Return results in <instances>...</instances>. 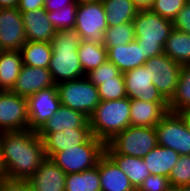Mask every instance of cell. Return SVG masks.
Masks as SVG:
<instances>
[{
	"instance_id": "cell-30",
	"label": "cell",
	"mask_w": 190,
	"mask_h": 191,
	"mask_svg": "<svg viewBox=\"0 0 190 191\" xmlns=\"http://www.w3.org/2000/svg\"><path fill=\"white\" fill-rule=\"evenodd\" d=\"M65 191H101L99 161L95 167L82 172L67 174Z\"/></svg>"
},
{
	"instance_id": "cell-21",
	"label": "cell",
	"mask_w": 190,
	"mask_h": 191,
	"mask_svg": "<svg viewBox=\"0 0 190 191\" xmlns=\"http://www.w3.org/2000/svg\"><path fill=\"white\" fill-rule=\"evenodd\" d=\"M68 128H90L89 118L81 112L61 105L37 131V135L41 137L45 132H57Z\"/></svg>"
},
{
	"instance_id": "cell-7",
	"label": "cell",
	"mask_w": 190,
	"mask_h": 191,
	"mask_svg": "<svg viewBox=\"0 0 190 191\" xmlns=\"http://www.w3.org/2000/svg\"><path fill=\"white\" fill-rule=\"evenodd\" d=\"M62 106L83 113L88 118L100 103L98 88L86 76L56 84Z\"/></svg>"
},
{
	"instance_id": "cell-2",
	"label": "cell",
	"mask_w": 190,
	"mask_h": 191,
	"mask_svg": "<svg viewBox=\"0 0 190 191\" xmlns=\"http://www.w3.org/2000/svg\"><path fill=\"white\" fill-rule=\"evenodd\" d=\"M82 42L75 28L56 31L50 41L52 56L49 71L55 84L85 77L77 48Z\"/></svg>"
},
{
	"instance_id": "cell-31",
	"label": "cell",
	"mask_w": 190,
	"mask_h": 191,
	"mask_svg": "<svg viewBox=\"0 0 190 191\" xmlns=\"http://www.w3.org/2000/svg\"><path fill=\"white\" fill-rule=\"evenodd\" d=\"M190 109V64L182 65L175 95L168 102V111L180 113Z\"/></svg>"
},
{
	"instance_id": "cell-15",
	"label": "cell",
	"mask_w": 190,
	"mask_h": 191,
	"mask_svg": "<svg viewBox=\"0 0 190 191\" xmlns=\"http://www.w3.org/2000/svg\"><path fill=\"white\" fill-rule=\"evenodd\" d=\"M54 85L48 68L31 67L23 64L21 72L10 91L27 99L32 94Z\"/></svg>"
},
{
	"instance_id": "cell-29",
	"label": "cell",
	"mask_w": 190,
	"mask_h": 191,
	"mask_svg": "<svg viewBox=\"0 0 190 191\" xmlns=\"http://www.w3.org/2000/svg\"><path fill=\"white\" fill-rule=\"evenodd\" d=\"M24 65L49 68L52 47L49 42L26 41L20 49Z\"/></svg>"
},
{
	"instance_id": "cell-50",
	"label": "cell",
	"mask_w": 190,
	"mask_h": 191,
	"mask_svg": "<svg viewBox=\"0 0 190 191\" xmlns=\"http://www.w3.org/2000/svg\"><path fill=\"white\" fill-rule=\"evenodd\" d=\"M186 3L190 5V0H186Z\"/></svg>"
},
{
	"instance_id": "cell-26",
	"label": "cell",
	"mask_w": 190,
	"mask_h": 191,
	"mask_svg": "<svg viewBox=\"0 0 190 191\" xmlns=\"http://www.w3.org/2000/svg\"><path fill=\"white\" fill-rule=\"evenodd\" d=\"M106 13L108 27L132 22L138 8L131 0H101Z\"/></svg>"
},
{
	"instance_id": "cell-42",
	"label": "cell",
	"mask_w": 190,
	"mask_h": 191,
	"mask_svg": "<svg viewBox=\"0 0 190 191\" xmlns=\"http://www.w3.org/2000/svg\"><path fill=\"white\" fill-rule=\"evenodd\" d=\"M44 2V9L46 10V12L60 10L70 4L76 3L75 0H44Z\"/></svg>"
},
{
	"instance_id": "cell-22",
	"label": "cell",
	"mask_w": 190,
	"mask_h": 191,
	"mask_svg": "<svg viewBox=\"0 0 190 191\" xmlns=\"http://www.w3.org/2000/svg\"><path fill=\"white\" fill-rule=\"evenodd\" d=\"M108 60L111 61L122 73L143 66V50L138 46L136 39L126 45L106 47Z\"/></svg>"
},
{
	"instance_id": "cell-36",
	"label": "cell",
	"mask_w": 190,
	"mask_h": 191,
	"mask_svg": "<svg viewBox=\"0 0 190 191\" xmlns=\"http://www.w3.org/2000/svg\"><path fill=\"white\" fill-rule=\"evenodd\" d=\"M101 101L119 100L127 97L124 80L102 81L97 86Z\"/></svg>"
},
{
	"instance_id": "cell-49",
	"label": "cell",
	"mask_w": 190,
	"mask_h": 191,
	"mask_svg": "<svg viewBox=\"0 0 190 191\" xmlns=\"http://www.w3.org/2000/svg\"><path fill=\"white\" fill-rule=\"evenodd\" d=\"M76 3H83V2H92V1H96V0H75Z\"/></svg>"
},
{
	"instance_id": "cell-33",
	"label": "cell",
	"mask_w": 190,
	"mask_h": 191,
	"mask_svg": "<svg viewBox=\"0 0 190 191\" xmlns=\"http://www.w3.org/2000/svg\"><path fill=\"white\" fill-rule=\"evenodd\" d=\"M77 8L78 3H74L60 10L47 12L48 19L56 31L75 27Z\"/></svg>"
},
{
	"instance_id": "cell-25",
	"label": "cell",
	"mask_w": 190,
	"mask_h": 191,
	"mask_svg": "<svg viewBox=\"0 0 190 191\" xmlns=\"http://www.w3.org/2000/svg\"><path fill=\"white\" fill-rule=\"evenodd\" d=\"M129 178L130 183L137 190L145 178L150 175L146 163L140 157L124 154H107Z\"/></svg>"
},
{
	"instance_id": "cell-6",
	"label": "cell",
	"mask_w": 190,
	"mask_h": 191,
	"mask_svg": "<svg viewBox=\"0 0 190 191\" xmlns=\"http://www.w3.org/2000/svg\"><path fill=\"white\" fill-rule=\"evenodd\" d=\"M106 144L93 135L81 145L54 153L50 159L66 174L82 172L97 166L105 154Z\"/></svg>"
},
{
	"instance_id": "cell-47",
	"label": "cell",
	"mask_w": 190,
	"mask_h": 191,
	"mask_svg": "<svg viewBox=\"0 0 190 191\" xmlns=\"http://www.w3.org/2000/svg\"><path fill=\"white\" fill-rule=\"evenodd\" d=\"M167 191H182V186H171Z\"/></svg>"
},
{
	"instance_id": "cell-23",
	"label": "cell",
	"mask_w": 190,
	"mask_h": 191,
	"mask_svg": "<svg viewBox=\"0 0 190 191\" xmlns=\"http://www.w3.org/2000/svg\"><path fill=\"white\" fill-rule=\"evenodd\" d=\"M180 154L171 148L157 145L142 159L150 174H158L169 177V173L177 163Z\"/></svg>"
},
{
	"instance_id": "cell-16",
	"label": "cell",
	"mask_w": 190,
	"mask_h": 191,
	"mask_svg": "<svg viewBox=\"0 0 190 191\" xmlns=\"http://www.w3.org/2000/svg\"><path fill=\"white\" fill-rule=\"evenodd\" d=\"M91 136L90 128H68L57 132H45L40 138L43 140L46 157L50 158L56 152L84 144Z\"/></svg>"
},
{
	"instance_id": "cell-13",
	"label": "cell",
	"mask_w": 190,
	"mask_h": 191,
	"mask_svg": "<svg viewBox=\"0 0 190 191\" xmlns=\"http://www.w3.org/2000/svg\"><path fill=\"white\" fill-rule=\"evenodd\" d=\"M25 43V29L18 8H0V48L20 50Z\"/></svg>"
},
{
	"instance_id": "cell-9",
	"label": "cell",
	"mask_w": 190,
	"mask_h": 191,
	"mask_svg": "<svg viewBox=\"0 0 190 191\" xmlns=\"http://www.w3.org/2000/svg\"><path fill=\"white\" fill-rule=\"evenodd\" d=\"M159 146L190 155V131L179 113L168 112L155 126Z\"/></svg>"
},
{
	"instance_id": "cell-1",
	"label": "cell",
	"mask_w": 190,
	"mask_h": 191,
	"mask_svg": "<svg viewBox=\"0 0 190 191\" xmlns=\"http://www.w3.org/2000/svg\"><path fill=\"white\" fill-rule=\"evenodd\" d=\"M5 178L27 180L46 159L43 140L30 129L0 132Z\"/></svg>"
},
{
	"instance_id": "cell-17",
	"label": "cell",
	"mask_w": 190,
	"mask_h": 191,
	"mask_svg": "<svg viewBox=\"0 0 190 191\" xmlns=\"http://www.w3.org/2000/svg\"><path fill=\"white\" fill-rule=\"evenodd\" d=\"M66 176L60 167L46 157L27 182L32 191H65Z\"/></svg>"
},
{
	"instance_id": "cell-48",
	"label": "cell",
	"mask_w": 190,
	"mask_h": 191,
	"mask_svg": "<svg viewBox=\"0 0 190 191\" xmlns=\"http://www.w3.org/2000/svg\"><path fill=\"white\" fill-rule=\"evenodd\" d=\"M182 191H190V185H183Z\"/></svg>"
},
{
	"instance_id": "cell-27",
	"label": "cell",
	"mask_w": 190,
	"mask_h": 191,
	"mask_svg": "<svg viewBox=\"0 0 190 191\" xmlns=\"http://www.w3.org/2000/svg\"><path fill=\"white\" fill-rule=\"evenodd\" d=\"M164 53L182 65L190 64V34L173 28L164 45Z\"/></svg>"
},
{
	"instance_id": "cell-46",
	"label": "cell",
	"mask_w": 190,
	"mask_h": 191,
	"mask_svg": "<svg viewBox=\"0 0 190 191\" xmlns=\"http://www.w3.org/2000/svg\"><path fill=\"white\" fill-rule=\"evenodd\" d=\"M0 178H5V164L2 157L1 146H0Z\"/></svg>"
},
{
	"instance_id": "cell-43",
	"label": "cell",
	"mask_w": 190,
	"mask_h": 191,
	"mask_svg": "<svg viewBox=\"0 0 190 191\" xmlns=\"http://www.w3.org/2000/svg\"><path fill=\"white\" fill-rule=\"evenodd\" d=\"M138 10H148L152 7L154 0H131Z\"/></svg>"
},
{
	"instance_id": "cell-11",
	"label": "cell",
	"mask_w": 190,
	"mask_h": 191,
	"mask_svg": "<svg viewBox=\"0 0 190 191\" xmlns=\"http://www.w3.org/2000/svg\"><path fill=\"white\" fill-rule=\"evenodd\" d=\"M29 129L27 99L12 91H0V132Z\"/></svg>"
},
{
	"instance_id": "cell-39",
	"label": "cell",
	"mask_w": 190,
	"mask_h": 191,
	"mask_svg": "<svg viewBox=\"0 0 190 191\" xmlns=\"http://www.w3.org/2000/svg\"><path fill=\"white\" fill-rule=\"evenodd\" d=\"M173 28L190 34V5L185 4L173 20Z\"/></svg>"
},
{
	"instance_id": "cell-40",
	"label": "cell",
	"mask_w": 190,
	"mask_h": 191,
	"mask_svg": "<svg viewBox=\"0 0 190 191\" xmlns=\"http://www.w3.org/2000/svg\"><path fill=\"white\" fill-rule=\"evenodd\" d=\"M0 191H32L27 180L3 178Z\"/></svg>"
},
{
	"instance_id": "cell-34",
	"label": "cell",
	"mask_w": 190,
	"mask_h": 191,
	"mask_svg": "<svg viewBox=\"0 0 190 191\" xmlns=\"http://www.w3.org/2000/svg\"><path fill=\"white\" fill-rule=\"evenodd\" d=\"M86 77L95 86L102 84V81L124 80L123 73L108 59L99 67L89 72Z\"/></svg>"
},
{
	"instance_id": "cell-38",
	"label": "cell",
	"mask_w": 190,
	"mask_h": 191,
	"mask_svg": "<svg viewBox=\"0 0 190 191\" xmlns=\"http://www.w3.org/2000/svg\"><path fill=\"white\" fill-rule=\"evenodd\" d=\"M171 187L168 177L150 174L136 191H167Z\"/></svg>"
},
{
	"instance_id": "cell-24",
	"label": "cell",
	"mask_w": 190,
	"mask_h": 191,
	"mask_svg": "<svg viewBox=\"0 0 190 191\" xmlns=\"http://www.w3.org/2000/svg\"><path fill=\"white\" fill-rule=\"evenodd\" d=\"M23 66L20 50H2L0 52V91L13 88Z\"/></svg>"
},
{
	"instance_id": "cell-3",
	"label": "cell",
	"mask_w": 190,
	"mask_h": 191,
	"mask_svg": "<svg viewBox=\"0 0 190 191\" xmlns=\"http://www.w3.org/2000/svg\"><path fill=\"white\" fill-rule=\"evenodd\" d=\"M131 125L130 98L100 101L89 117L91 134L107 144Z\"/></svg>"
},
{
	"instance_id": "cell-4",
	"label": "cell",
	"mask_w": 190,
	"mask_h": 191,
	"mask_svg": "<svg viewBox=\"0 0 190 191\" xmlns=\"http://www.w3.org/2000/svg\"><path fill=\"white\" fill-rule=\"evenodd\" d=\"M133 25L135 39L143 50L146 61L164 53V45L173 30V21L148 9L139 10L133 19Z\"/></svg>"
},
{
	"instance_id": "cell-5",
	"label": "cell",
	"mask_w": 190,
	"mask_h": 191,
	"mask_svg": "<svg viewBox=\"0 0 190 191\" xmlns=\"http://www.w3.org/2000/svg\"><path fill=\"white\" fill-rule=\"evenodd\" d=\"M157 145L155 127L130 125L106 144L105 153L143 158Z\"/></svg>"
},
{
	"instance_id": "cell-37",
	"label": "cell",
	"mask_w": 190,
	"mask_h": 191,
	"mask_svg": "<svg viewBox=\"0 0 190 191\" xmlns=\"http://www.w3.org/2000/svg\"><path fill=\"white\" fill-rule=\"evenodd\" d=\"M185 4L186 0H154L150 10L162 18L173 21Z\"/></svg>"
},
{
	"instance_id": "cell-8",
	"label": "cell",
	"mask_w": 190,
	"mask_h": 191,
	"mask_svg": "<svg viewBox=\"0 0 190 191\" xmlns=\"http://www.w3.org/2000/svg\"><path fill=\"white\" fill-rule=\"evenodd\" d=\"M108 24L101 0L78 3L75 29L82 40L103 44Z\"/></svg>"
},
{
	"instance_id": "cell-28",
	"label": "cell",
	"mask_w": 190,
	"mask_h": 191,
	"mask_svg": "<svg viewBox=\"0 0 190 191\" xmlns=\"http://www.w3.org/2000/svg\"><path fill=\"white\" fill-rule=\"evenodd\" d=\"M77 54L85 75L103 64L107 59V48L103 44L82 40Z\"/></svg>"
},
{
	"instance_id": "cell-20",
	"label": "cell",
	"mask_w": 190,
	"mask_h": 191,
	"mask_svg": "<svg viewBox=\"0 0 190 191\" xmlns=\"http://www.w3.org/2000/svg\"><path fill=\"white\" fill-rule=\"evenodd\" d=\"M101 191H136L126 174L105 153L99 159Z\"/></svg>"
},
{
	"instance_id": "cell-44",
	"label": "cell",
	"mask_w": 190,
	"mask_h": 191,
	"mask_svg": "<svg viewBox=\"0 0 190 191\" xmlns=\"http://www.w3.org/2000/svg\"><path fill=\"white\" fill-rule=\"evenodd\" d=\"M19 0H0V8H16Z\"/></svg>"
},
{
	"instance_id": "cell-45",
	"label": "cell",
	"mask_w": 190,
	"mask_h": 191,
	"mask_svg": "<svg viewBox=\"0 0 190 191\" xmlns=\"http://www.w3.org/2000/svg\"><path fill=\"white\" fill-rule=\"evenodd\" d=\"M182 118L184 119L185 123L187 124V127L190 131V109H186L179 113Z\"/></svg>"
},
{
	"instance_id": "cell-35",
	"label": "cell",
	"mask_w": 190,
	"mask_h": 191,
	"mask_svg": "<svg viewBox=\"0 0 190 191\" xmlns=\"http://www.w3.org/2000/svg\"><path fill=\"white\" fill-rule=\"evenodd\" d=\"M168 179L171 186L190 185V155H180Z\"/></svg>"
},
{
	"instance_id": "cell-12",
	"label": "cell",
	"mask_w": 190,
	"mask_h": 191,
	"mask_svg": "<svg viewBox=\"0 0 190 191\" xmlns=\"http://www.w3.org/2000/svg\"><path fill=\"white\" fill-rule=\"evenodd\" d=\"M61 106L56 84L27 98L29 129L37 132Z\"/></svg>"
},
{
	"instance_id": "cell-32",
	"label": "cell",
	"mask_w": 190,
	"mask_h": 191,
	"mask_svg": "<svg viewBox=\"0 0 190 191\" xmlns=\"http://www.w3.org/2000/svg\"><path fill=\"white\" fill-rule=\"evenodd\" d=\"M135 39L133 21L117 26L107 27L104 33L105 47L126 45Z\"/></svg>"
},
{
	"instance_id": "cell-19",
	"label": "cell",
	"mask_w": 190,
	"mask_h": 191,
	"mask_svg": "<svg viewBox=\"0 0 190 191\" xmlns=\"http://www.w3.org/2000/svg\"><path fill=\"white\" fill-rule=\"evenodd\" d=\"M26 41L49 42L56 33L44 8L22 12Z\"/></svg>"
},
{
	"instance_id": "cell-18",
	"label": "cell",
	"mask_w": 190,
	"mask_h": 191,
	"mask_svg": "<svg viewBox=\"0 0 190 191\" xmlns=\"http://www.w3.org/2000/svg\"><path fill=\"white\" fill-rule=\"evenodd\" d=\"M168 112V102L130 99L131 126L155 127Z\"/></svg>"
},
{
	"instance_id": "cell-14",
	"label": "cell",
	"mask_w": 190,
	"mask_h": 191,
	"mask_svg": "<svg viewBox=\"0 0 190 191\" xmlns=\"http://www.w3.org/2000/svg\"><path fill=\"white\" fill-rule=\"evenodd\" d=\"M123 78L128 98L148 102H168L153 85L144 66L124 72Z\"/></svg>"
},
{
	"instance_id": "cell-10",
	"label": "cell",
	"mask_w": 190,
	"mask_h": 191,
	"mask_svg": "<svg viewBox=\"0 0 190 191\" xmlns=\"http://www.w3.org/2000/svg\"><path fill=\"white\" fill-rule=\"evenodd\" d=\"M149 72L153 85L169 102L175 95L181 65L165 53L151 57L143 65Z\"/></svg>"
},
{
	"instance_id": "cell-41",
	"label": "cell",
	"mask_w": 190,
	"mask_h": 191,
	"mask_svg": "<svg viewBox=\"0 0 190 191\" xmlns=\"http://www.w3.org/2000/svg\"><path fill=\"white\" fill-rule=\"evenodd\" d=\"M44 0H19L18 10L20 13L27 11H35L38 8H44Z\"/></svg>"
}]
</instances>
